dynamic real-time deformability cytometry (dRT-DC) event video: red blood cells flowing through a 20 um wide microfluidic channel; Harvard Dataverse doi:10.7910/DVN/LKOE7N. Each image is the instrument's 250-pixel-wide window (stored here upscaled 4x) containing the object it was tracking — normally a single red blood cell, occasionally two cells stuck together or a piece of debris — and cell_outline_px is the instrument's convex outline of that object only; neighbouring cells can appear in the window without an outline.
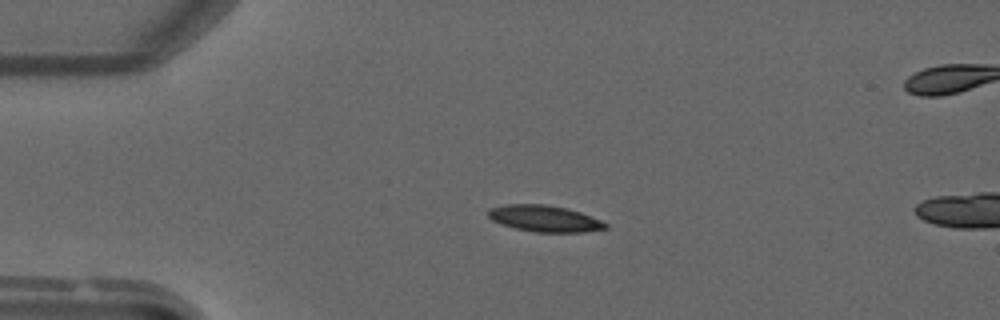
{"species": "common noctule bat (a hibernating species)", "species_latin": "Nyctalus noctula", "temperature_condition": "warm", "stored_images_in_passage": 6, "camera_frame_rate_fps": 3000, "um_per_image_px": 0.085, "animal": {"sex": "male", "forearm_length_mm": 52.5}, "frame": {"image": 1, "passage_image": 2, "time_ms": 0.333, "image_size_px": [1000, 320], "cell_outline_px": [[608, 228], [584, 232], [536, 232], [516, 228], [492, 220], [488, 216], [488, 208], [504, 204], [544, 204], [568, 208], [580, 212], [600, 220], [608, 224]], "centroid_in_image_um": [46.29, 18.56], "position_along_channel_um": 38.7, "area_um2": 17.98}}